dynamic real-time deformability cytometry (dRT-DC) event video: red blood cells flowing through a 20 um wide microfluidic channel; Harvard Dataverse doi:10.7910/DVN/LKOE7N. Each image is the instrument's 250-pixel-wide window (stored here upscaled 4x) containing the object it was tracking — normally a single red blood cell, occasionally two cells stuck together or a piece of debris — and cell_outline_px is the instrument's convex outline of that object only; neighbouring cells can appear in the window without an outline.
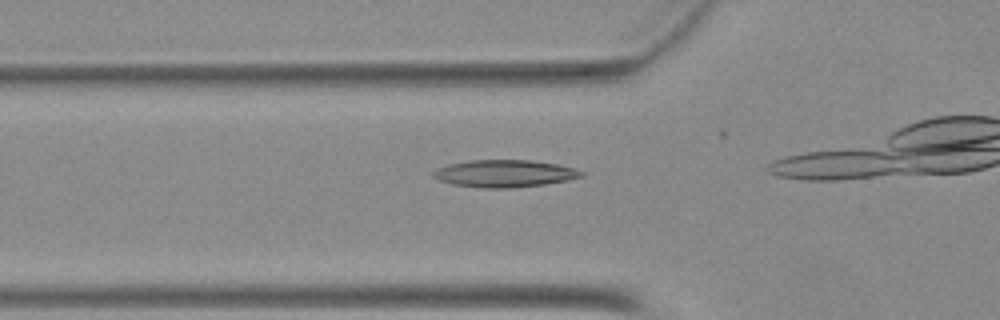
{"species": "Egyptian fruit bat (a non-hibernating species)", "species_latin": "Rousettus aegyptiacus", "temperature_condition": "warm", "stored_images_in_passage": 15, "camera_frame_rate_fps": 3000, "um_per_image_px": 0.085, "animal": {"sex": "female"}, "frame": {"image": 1, "passage_image": 13, "time_ms": 4.0, "image_size_px": [1000, 320], "cell_outline_px": [[584, 176], [544, 184], [508, 188], [484, 188], [456, 184], [440, 180], [432, 176], [432, 172], [448, 164], [472, 160], [532, 160], [556, 164], [576, 168], [584, 172]], "centroid_in_image_um": [42.91, 14.74], "position_along_channel_um": 82.9, "area_um2": 23.18}}